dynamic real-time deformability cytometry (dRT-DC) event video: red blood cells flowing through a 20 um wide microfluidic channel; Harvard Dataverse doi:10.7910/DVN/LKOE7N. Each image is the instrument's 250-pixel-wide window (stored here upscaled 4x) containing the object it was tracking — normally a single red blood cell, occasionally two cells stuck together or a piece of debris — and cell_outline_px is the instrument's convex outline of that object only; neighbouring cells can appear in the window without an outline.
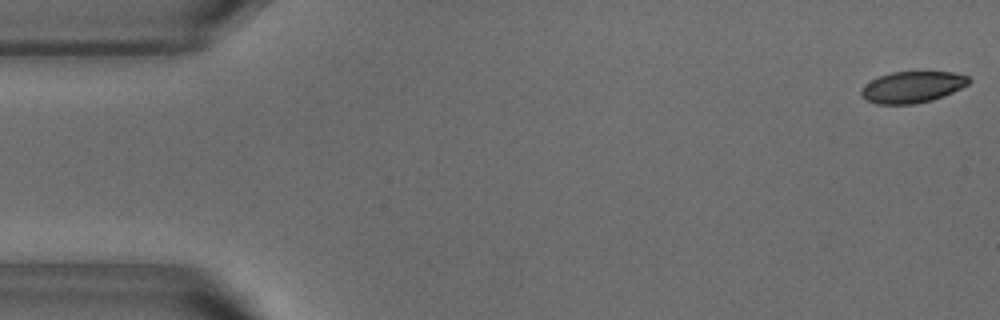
{"species": "common noctule bat (a hibernating species)", "species_latin": "Nyctalus noctula", "temperature_condition": "warm", "stored_images_in_passage": 52, "camera_frame_rate_fps": 3000, "um_per_image_px": 0.085, "animal": {"sex": "male", "body_mass_g": 18.8}, "frame": {"image": 1, "passage_image": 1, "time_ms": 0.0, "image_size_px": [1000, 320], "cell_outline_px": [[972, 80], [968, 84], [952, 92], [932, 100], [912, 104], [876, 104], [868, 100], [860, 92], [860, 88], [864, 84], [880, 76], [892, 72], [952, 72], [968, 76]], "centroid_in_image_um": [77.54, 7.39], "position_along_channel_um": 7.5, "area_um2": 19.48}}
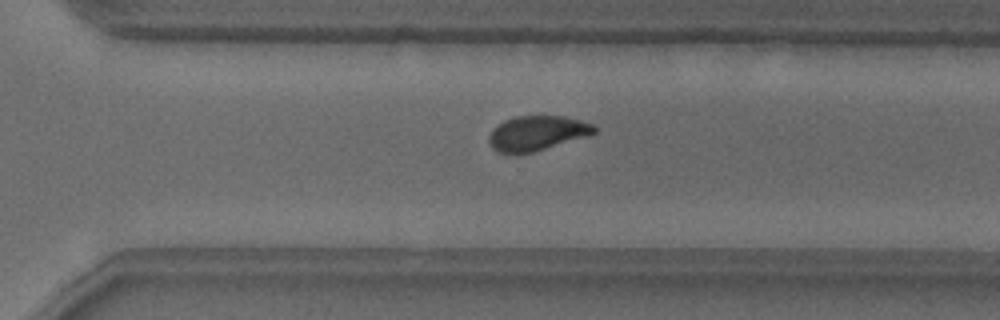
{"frame": {"image": 2, "passage_image": 36, "time_ms": 11.667, "image_size_px": [1000, 320], "cell_outline_px": [[596, 132], [588, 136], [532, 152], [496, 152], [492, 148], [488, 140], [488, 136], [492, 128], [504, 120], [516, 116], [564, 116], [596, 124]], "centroid_in_image_um": [45.65, 11.3], "position_along_channel_um": 324.9, "area_um2": 21.27}}
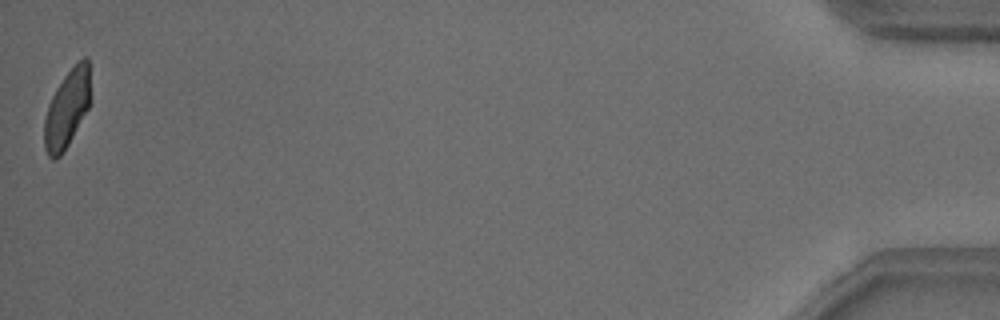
{"frame": {"image": 3, "passage_image": 52, "time_ms": 17.0, "image_size_px": [1000, 320], "cell_outline_px": [[92, 100], [88, 108], [68, 144], [60, 156], [52, 160], [48, 156], [44, 148], [44, 120], [48, 104], [56, 88], [64, 76], [84, 56], [88, 56]], "centroid_in_image_um": [5.71, 9.22], "position_along_channel_um": 429.5, "area_um2": 21.04}, "authors_computed_cell_mechanics": {"area_um2": 21.8195, "velocity_mm_per_s": 3.8167, "shape_relaxation_time_tau1_ms": 3.629, "shape_relaxation_time_tau2_ms": 1.3457, "deformation_change_tau1": 0.1305, "deformation_change_tau2": 0.065}}